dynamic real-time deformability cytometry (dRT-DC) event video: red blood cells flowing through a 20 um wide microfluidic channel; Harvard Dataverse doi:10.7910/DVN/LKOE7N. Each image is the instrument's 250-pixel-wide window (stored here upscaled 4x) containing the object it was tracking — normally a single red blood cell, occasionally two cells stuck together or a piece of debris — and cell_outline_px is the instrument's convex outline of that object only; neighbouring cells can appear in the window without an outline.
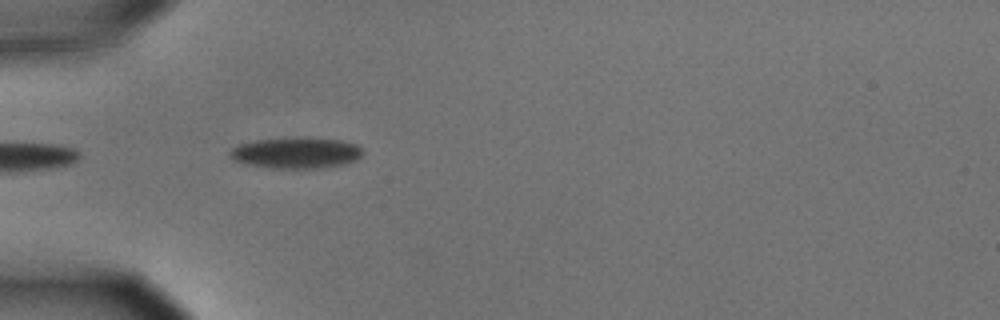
{"species": "common noctule bat (a hibernating species)", "species_latin": "Nyctalus noctula", "temperature_condition": "cold", "stored_images_in_passage": 7, "camera_frame_rate_fps": 3000, "um_per_image_px": 0.085, "animal": {"sex": "male", "body_mass_g": 15.6}, "frame": {"image": 1, "passage_image": 5, "time_ms": 1.333, "image_size_px": [1000, 320], "cell_outline_px": [[364, 152], [356, 160], [344, 164], [320, 168], [272, 168], [248, 164], [232, 160], [228, 156], [228, 152], [232, 148], [240, 144], [256, 140], [308, 136], [340, 140], [356, 144]], "centroid_in_image_um": [25.16, 12.98], "position_along_channel_um": 59.8, "area_um2": 24.28}}
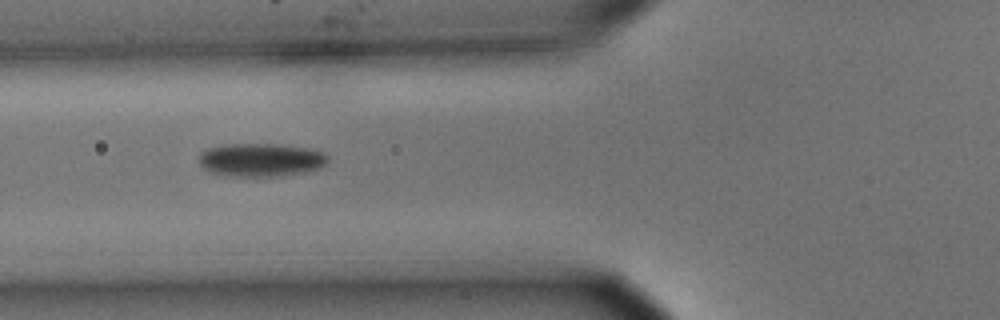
{"frame": {"image": 2, "passage_image": 6, "time_ms": 1.667, "image_size_px": [1000, 320], "cell_outline_px": [[328, 160], [320, 168], [304, 172], [276, 176], [228, 176], [208, 172], [200, 164], [200, 152], [208, 148], [232, 144], [272, 144], [308, 148], [324, 152], [328, 156]], "centroid_in_image_um": [22.17, 13.59], "position_along_channel_um": 103.6, "area_um2": 24.85}}
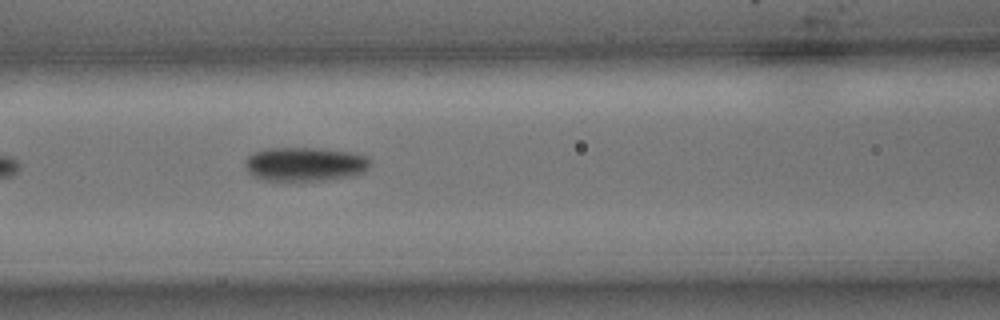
{"frame": {"image": 3, "passage_image": 7, "time_ms": 2.0, "image_size_px": [1000, 320], "cell_outline_px": [[372, 164], [364, 172], [356, 176], [328, 180], [264, 180], [248, 172], [244, 164], [244, 160], [252, 152], [264, 148], [316, 148], [348, 152], [368, 156]], "centroid_in_image_um": [25.94, 13.95], "position_along_channel_um": 140.7, "area_um2": 25.03}}